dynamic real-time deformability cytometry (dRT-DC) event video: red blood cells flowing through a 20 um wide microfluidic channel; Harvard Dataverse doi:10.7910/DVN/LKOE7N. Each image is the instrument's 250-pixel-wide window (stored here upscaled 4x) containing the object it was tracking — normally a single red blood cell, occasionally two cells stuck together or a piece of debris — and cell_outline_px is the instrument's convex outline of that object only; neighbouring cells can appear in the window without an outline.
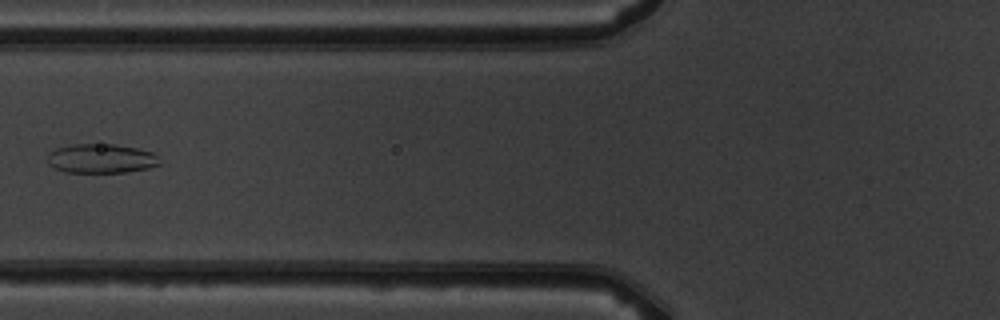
{"species": "common noctule bat (a hibernating species)", "species_latin": "Nyctalus noctula", "temperature_condition": "warm", "stored_images_in_passage": 5, "camera_frame_rate_fps": 3000, "um_per_image_px": 0.085, "animal": {"sex": "male", "body_mass_g": 19.5, "forearm_length_mm": 54.6}, "frame": {"image": 1, "passage_image": 4, "time_ms": 3.667, "image_size_px": [1000, 320], "cell_outline_px": [[160, 164], [148, 168], [128, 172], [64, 172], [48, 164], [48, 156], [56, 148], [72, 144], [116, 144], [136, 148], [152, 152], [156, 156]], "centroid_in_image_um": [8.59, 13.47], "position_along_channel_um": 117.2, "area_um2": 18.96}}